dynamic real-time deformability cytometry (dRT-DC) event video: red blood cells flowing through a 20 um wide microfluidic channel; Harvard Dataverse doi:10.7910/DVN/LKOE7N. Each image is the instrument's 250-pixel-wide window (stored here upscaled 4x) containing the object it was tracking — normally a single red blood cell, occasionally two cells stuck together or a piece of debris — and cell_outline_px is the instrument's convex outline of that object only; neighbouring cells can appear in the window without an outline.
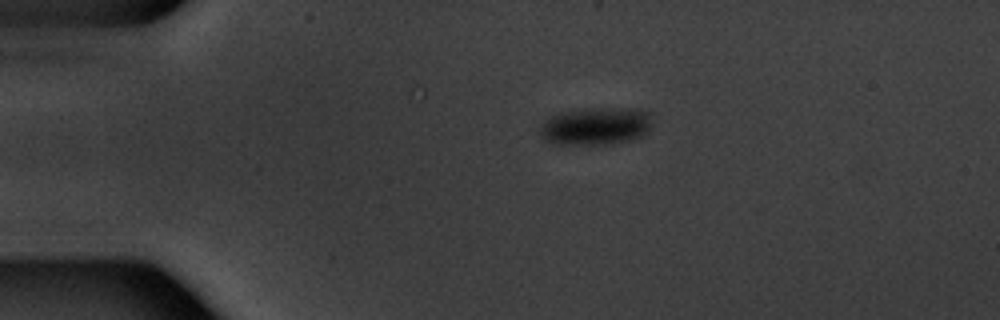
{"species": "common noctule bat (a hibernating species)", "species_latin": "Nyctalus noctula", "temperature_condition": "warm", "stored_images_in_passage": 20, "camera_frame_rate_fps": 3000, "um_per_image_px": 0.085, "animal": {"sex": "male", "body_mass_g": 20.1, "forearm_length_mm": 53.5}, "frame": {"image": 1, "passage_image": 12, "time_ms": 3.667, "image_size_px": [1000, 320], "cell_outline_px": [[652, 112], [648, 128], [640, 136], [628, 140], [612, 144], [556, 144], [544, 140], [540, 136], [540, 124], [548, 116], [560, 112], [576, 108], [640, 108]], "centroid_in_image_um": [50.58, 10.69], "position_along_channel_um": 34.4, "area_um2": 25.03}}